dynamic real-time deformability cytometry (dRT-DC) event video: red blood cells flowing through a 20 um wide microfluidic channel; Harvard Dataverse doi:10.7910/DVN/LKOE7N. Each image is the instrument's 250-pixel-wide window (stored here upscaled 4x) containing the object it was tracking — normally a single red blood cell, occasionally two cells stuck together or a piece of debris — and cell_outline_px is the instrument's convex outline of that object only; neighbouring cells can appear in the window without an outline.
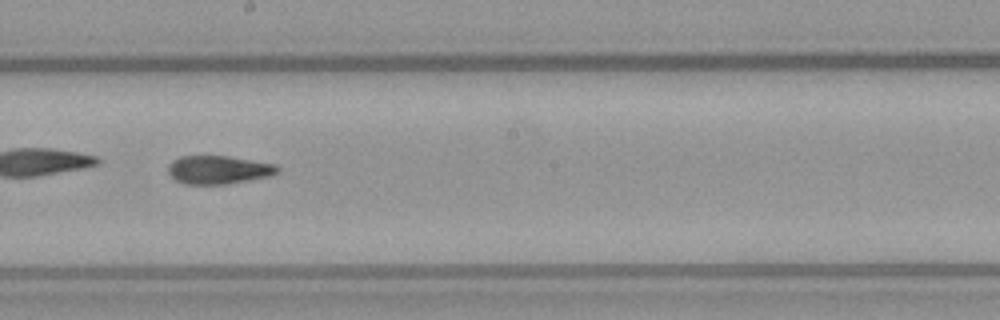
{"species": "common noctule bat (a hibernating species)", "species_latin": "Nyctalus noctula", "temperature_condition": "warm", "stored_images_in_passage": 50, "camera_frame_rate_fps": 3000, "um_per_image_px": 0.085, "animal": {"sex": "female", "body_mass_g": 21.9}, "frame": {"image": 1, "passage_image": 29, "time_ms": 9.333, "image_size_px": [1000, 320], "cell_outline_px": [[280, 172], [272, 176], [228, 184], [184, 184], [176, 180], [168, 172], [168, 164], [172, 160], [180, 156], [228, 156], [276, 164], [280, 168]], "centroid_in_image_um": [18.6, 14.43], "position_along_channel_um": 229.6, "area_um2": 18.26}, "authors_computed_cell_mechanics": {"area_um2": 18.4382, "velocity_mm_per_s": 4.0561, "shape_relaxation_time_tau1_ms": null, "shape_relaxation_time_tau2_ms": 3.1809, "deformation_change_tau1": null, "deformation_change_tau2": 0.1206}}